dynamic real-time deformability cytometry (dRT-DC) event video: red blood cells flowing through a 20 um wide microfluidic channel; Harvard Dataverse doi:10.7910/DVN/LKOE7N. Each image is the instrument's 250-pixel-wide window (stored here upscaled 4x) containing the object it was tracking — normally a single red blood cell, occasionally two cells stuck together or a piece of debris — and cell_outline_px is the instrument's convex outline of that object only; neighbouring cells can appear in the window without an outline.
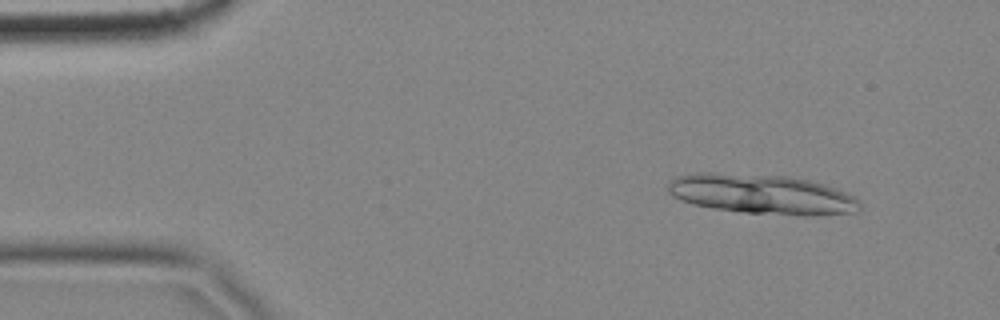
{"species": "common noctule bat (a hibernating species)", "species_latin": "Nyctalus noctula", "temperature_condition": "cold", "stored_images_in_passage": 8, "camera_frame_rate_fps": 3000, "um_per_image_px": 0.085, "animal": {"sex": "female", "body_mass_g": 18.4}, "frame": {"image": 1, "passage_image": 2, "time_ms": 0.333, "image_size_px": [1000, 320], "cell_outline_px": [[860, 208], [856, 212], [816, 216], [804, 216], [748, 212], [712, 208], [680, 200], [672, 196], [668, 192], [668, 180], [676, 176], [700, 172], [712, 172], [788, 176], [808, 180], [824, 184], [836, 188], [856, 196], [860, 200]], "centroid_in_image_um": [64.78, 16.5], "position_along_channel_um": 20.2, "area_um2": 44.8}}